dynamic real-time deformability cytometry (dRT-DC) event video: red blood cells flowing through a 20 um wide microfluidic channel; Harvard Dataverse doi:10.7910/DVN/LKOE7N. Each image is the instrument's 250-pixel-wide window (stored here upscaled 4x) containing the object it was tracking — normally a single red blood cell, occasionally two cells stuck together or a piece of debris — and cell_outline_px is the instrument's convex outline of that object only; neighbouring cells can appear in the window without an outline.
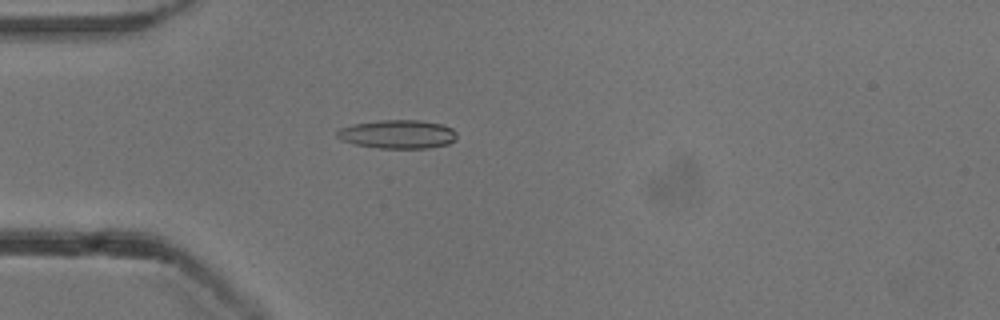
{"species": "common noctule bat (a hibernating species)", "species_latin": "Nyctalus noctula", "temperature_condition": "cold", "stored_images_in_passage": 53, "camera_frame_rate_fps": 3000, "um_per_image_px": 0.085, "animal": {"sex": "male", "body_mass_g": 13.3}, "frame": {"image": 1, "passage_image": 15, "time_ms": 4.667, "image_size_px": [1000, 320], "cell_outline_px": [[456, 140], [448, 144], [428, 148], [380, 148], [356, 144], [340, 140], [336, 136], [336, 132], [340, 128], [352, 124], [380, 120], [420, 120], [440, 124], [452, 128], [456, 132]], "centroid_in_image_um": [33.8, 11.4], "position_along_channel_um": 51.2, "area_um2": 20.0}}
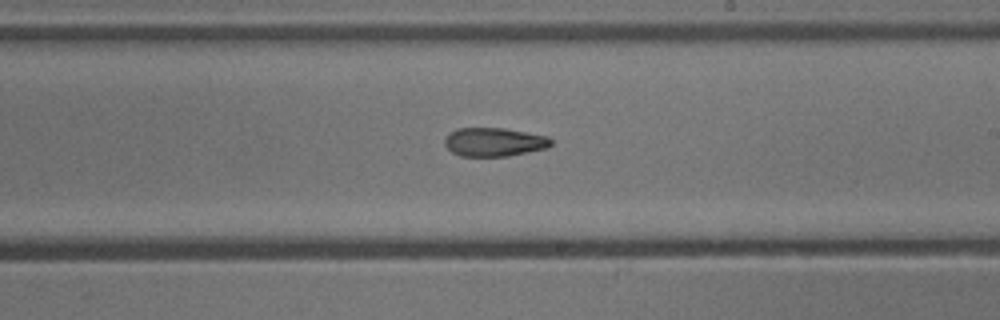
{"frame": {"image": 2, "passage_image": 31, "time_ms": 10.0, "image_size_px": [1000, 320], "cell_outline_px": [[552, 144], [548, 148], [508, 156], [460, 156], [452, 152], [444, 144], [444, 140], [448, 132], [456, 128], [504, 128], [548, 136], [552, 140]], "centroid_in_image_um": [41.99, 12.07], "position_along_channel_um": 247.0, "area_um2": 17.92}}
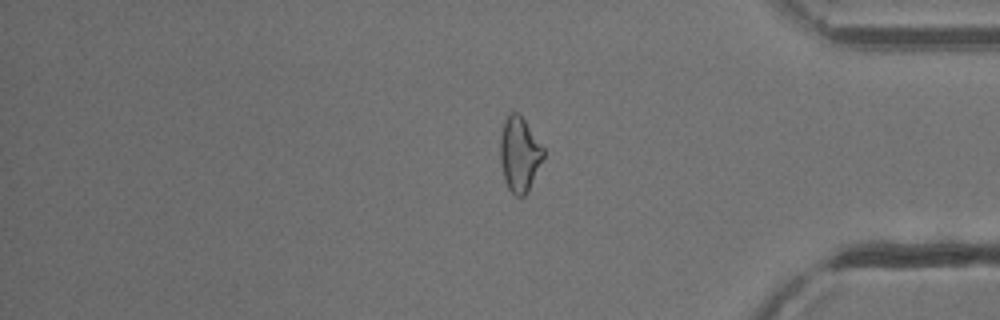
{"frame": {"image": 3, "passage_image": 44, "time_ms": 14.333, "image_size_px": [1000, 320], "cell_outline_px": [[544, 156], [528, 192], [524, 196], [516, 196], [508, 188], [504, 180], [500, 160], [500, 136], [504, 120], [508, 112], [516, 112], [524, 120], [544, 148]], "centroid_in_image_um": [44.14, 13.11], "position_along_channel_um": 391.1, "area_um2": 18.79}, "authors_computed_cell_mechanics": {"area_um2": 18.7272, "velocity_mm_per_s": 3.8594, "shape_relaxation_time_tau1_ms": null, "shape_relaxation_time_tau2_ms": 8.0484, "deformation_change_tau1": null, "deformation_change_tau2": 0.1965}}